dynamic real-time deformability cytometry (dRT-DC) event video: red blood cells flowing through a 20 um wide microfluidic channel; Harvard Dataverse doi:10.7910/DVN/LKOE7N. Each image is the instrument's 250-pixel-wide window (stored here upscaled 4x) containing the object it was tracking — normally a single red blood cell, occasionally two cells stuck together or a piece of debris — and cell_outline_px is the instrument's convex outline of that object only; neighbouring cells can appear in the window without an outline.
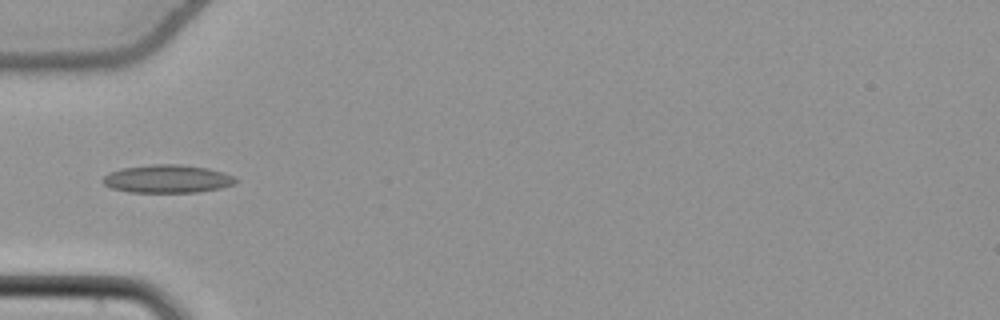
{"species": "common noctule bat (a hibernating species)", "species_latin": "Nyctalus noctula", "temperature_condition": "cold", "stored_images_in_passage": 36, "camera_frame_rate_fps": 3000, "um_per_image_px": 0.085, "animal": {"sex": "female", "body_mass_g": 22.7, "forearm_length_mm": 54.2}, "frame": {"image": 1, "passage_image": 1, "time_ms": 0.0, "image_size_px": [1000, 320], "cell_outline_px": [[236, 184], [220, 188], [196, 192], [128, 192], [112, 188], [104, 184], [100, 180], [108, 172], [120, 168], [152, 164], [180, 164], [208, 168], [224, 172], [232, 176], [236, 180]], "centroid_in_image_um": [14.19, 15.19], "position_along_channel_um": 70.8, "area_um2": 21.85}}
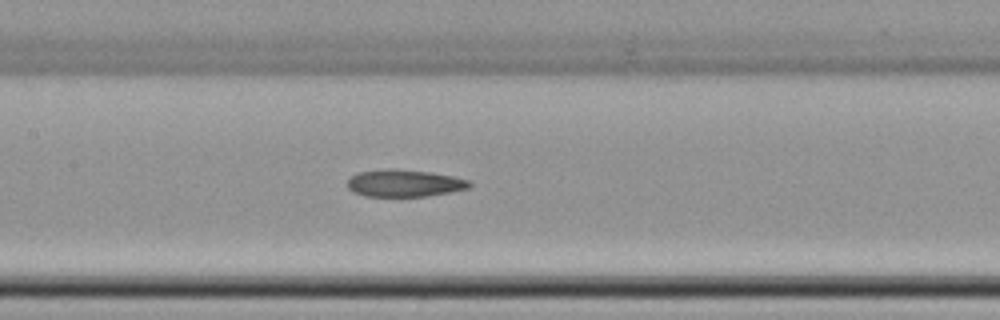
{"frame": {"image": 2, "passage_image": 9, "time_ms": 2.667, "image_size_px": [1000, 320], "cell_outline_px": [[472, 184], [468, 188], [428, 196], [364, 196], [352, 192], [348, 188], [348, 180], [352, 176], [360, 172], [392, 168], [432, 172], [452, 176], [468, 180]], "centroid_in_image_um": [34.36, 15.57], "position_along_channel_um": 173.0, "area_um2": 19.19}}
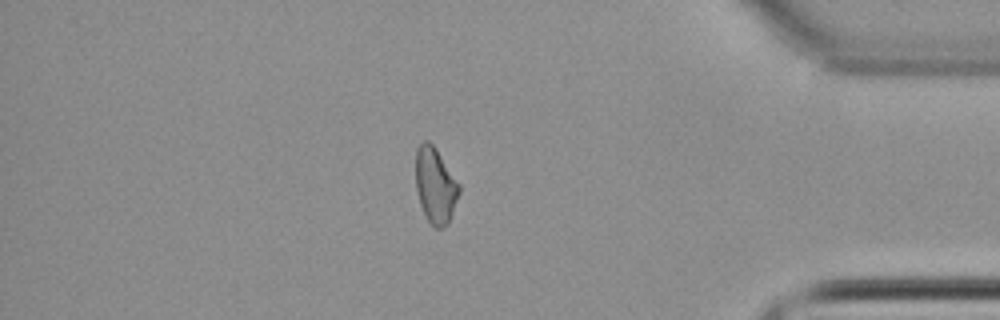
{"frame": {"image": 3, "passage_image": 29, "time_ms": 9.333, "image_size_px": [1000, 320], "cell_outline_px": [[460, 192], [448, 224], [440, 228], [436, 228], [428, 220], [420, 204], [416, 188], [416, 148], [424, 140], [428, 140], [436, 148], [460, 184]], "centroid_in_image_um": [37.01, 15.74], "position_along_channel_um": 398.2, "area_um2": 19.07}, "authors_computed_cell_mechanics": {"area_um2": 19.2474, "velocity_mm_per_s": 3.8605, "shape_relaxation_time_tau1_ms": 5.1202, "shape_relaxation_time_tau2_ms": null, "deformation_change_tau1": 0.0949, "deformation_change_tau2": null}}